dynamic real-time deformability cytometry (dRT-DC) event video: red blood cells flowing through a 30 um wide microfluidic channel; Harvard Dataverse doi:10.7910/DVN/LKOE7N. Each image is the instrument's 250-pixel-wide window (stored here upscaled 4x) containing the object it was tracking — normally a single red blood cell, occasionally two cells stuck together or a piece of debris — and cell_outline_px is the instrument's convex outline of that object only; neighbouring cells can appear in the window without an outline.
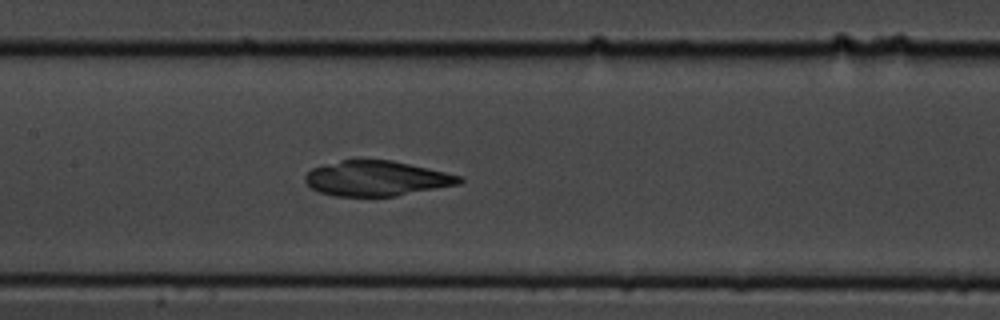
{"species": "common noctule bat (a hibernating species)", "species_latin": "Nyctalus noctula", "temperature_condition": "cold", "stored_images_in_passage": 35, "camera_frame_rate_fps": 3000, "um_per_image_px": 0.085, "animal": {"sex": "male", "body_mass_g": 19.5, "forearm_length_mm": 54.6}, "frame": {"image": 1, "passage_image": 16, "time_ms": 5.0, "image_size_px": [1000, 320], "cell_outline_px": [[464, 180], [460, 184], [396, 196], [332, 196], [320, 192], [312, 188], [304, 180], [304, 176], [312, 168], [324, 164], [340, 160], [392, 160], [464, 176]], "centroid_in_image_um": [32.02, 15.16], "position_along_channel_um": 175.4, "area_um2": 31.62}}
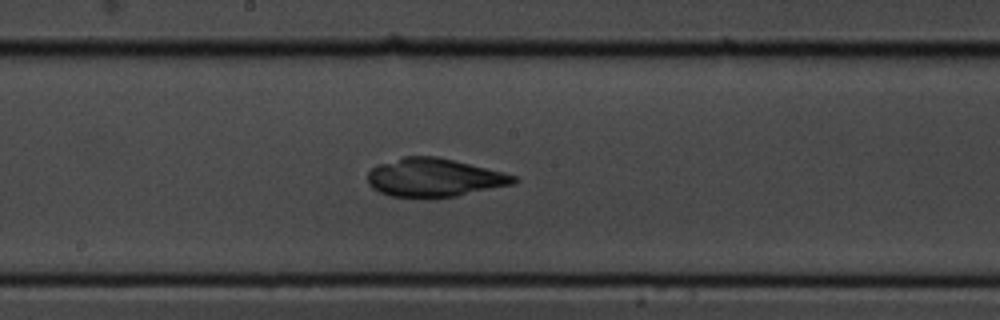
{"frame": {"image": 2, "passage_image": 19, "time_ms": 6.0, "image_size_px": [1000, 320], "cell_outline_px": [[520, 180], [512, 184], [456, 196], [392, 196], [380, 192], [372, 188], [368, 184], [368, 172], [376, 164], [404, 156], [436, 156], [516, 176]], "centroid_in_image_um": [36.85, 15.08], "position_along_channel_um": 211.3, "area_um2": 31.96}}
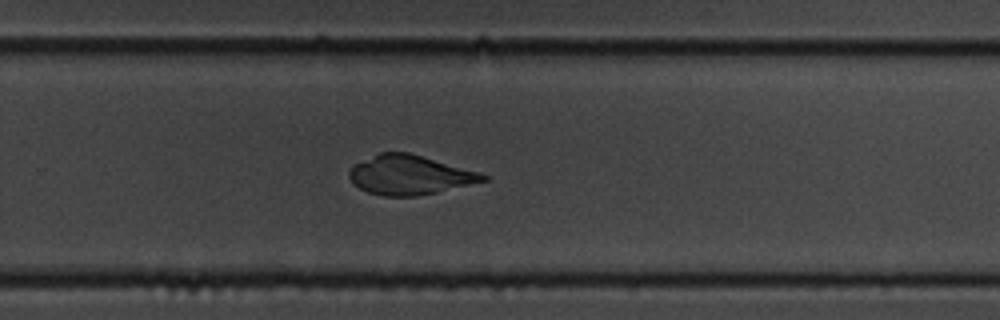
{"frame": {"image": 3, "passage_image": 26, "time_ms": 8.333, "image_size_px": [1000, 320], "cell_outline_px": [[488, 180], [436, 192], [416, 196], [384, 196], [368, 192], [352, 184], [348, 176], [348, 172], [356, 164], [380, 152], [408, 152], [480, 172], [488, 176]], "centroid_in_image_um": [34.82, 14.87], "position_along_channel_um": 295.0, "area_um2": 30.4}}